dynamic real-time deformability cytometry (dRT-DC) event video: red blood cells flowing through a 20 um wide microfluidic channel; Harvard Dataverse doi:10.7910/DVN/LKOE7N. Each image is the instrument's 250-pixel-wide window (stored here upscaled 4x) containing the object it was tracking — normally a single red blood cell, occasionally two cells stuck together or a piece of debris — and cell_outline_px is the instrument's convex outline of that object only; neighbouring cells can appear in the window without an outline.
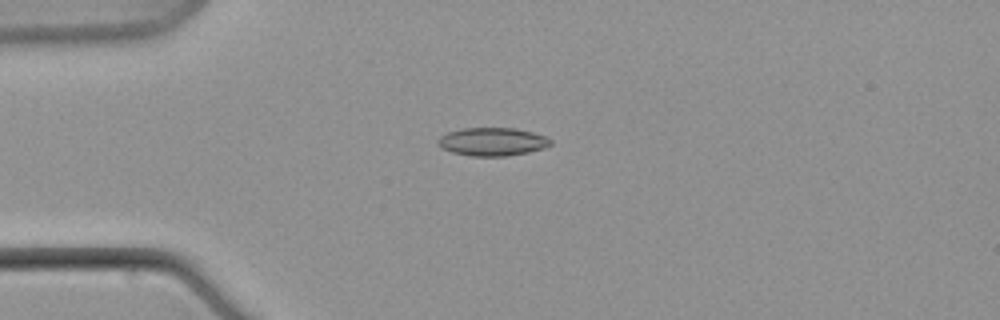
{"species": "common noctule bat (a hibernating species)", "species_latin": "Nyctalus noctula", "temperature_condition": "warm", "stored_images_in_passage": 9, "camera_frame_rate_fps": 3000, "um_per_image_px": 0.085, "animal": {"sex": "male", "body_mass_g": 21.5, "forearm_length_mm": 52.0}, "frame": {"image": 1, "passage_image": 6, "time_ms": 6.0, "image_size_px": [1000, 320], "cell_outline_px": [[552, 144], [544, 148], [528, 152], [508, 156], [472, 156], [452, 152], [440, 148], [436, 144], [436, 140], [440, 136], [448, 132], [464, 128], [516, 128], [532, 132], [544, 136], [552, 140]], "centroid_in_image_um": [41.82, 12.05], "position_along_channel_um": 43.2, "area_um2": 18.61}}
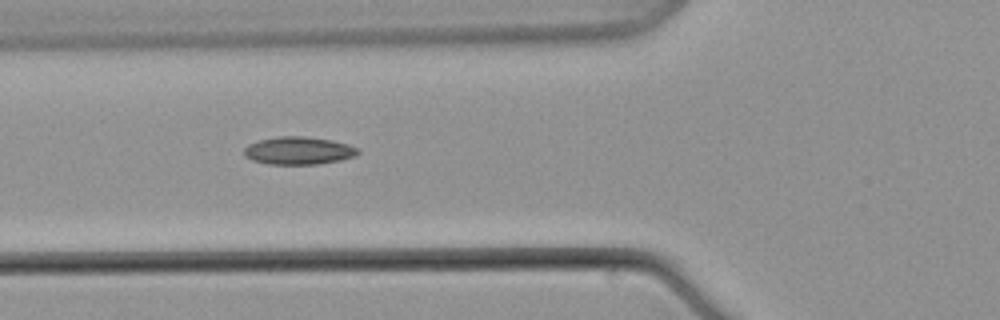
{"frame": {"image": 2, "passage_image": 8, "time_ms": 9.0, "image_size_px": [1000, 320], "cell_outline_px": [[360, 152], [356, 156], [340, 160], [316, 164], [268, 164], [252, 160], [244, 156], [244, 148], [248, 144], [260, 140], [276, 136], [304, 136], [332, 140], [348, 144], [360, 148]], "centroid_in_image_um": [25.39, 12.8], "position_along_channel_um": 100.4, "area_um2": 18.55}}